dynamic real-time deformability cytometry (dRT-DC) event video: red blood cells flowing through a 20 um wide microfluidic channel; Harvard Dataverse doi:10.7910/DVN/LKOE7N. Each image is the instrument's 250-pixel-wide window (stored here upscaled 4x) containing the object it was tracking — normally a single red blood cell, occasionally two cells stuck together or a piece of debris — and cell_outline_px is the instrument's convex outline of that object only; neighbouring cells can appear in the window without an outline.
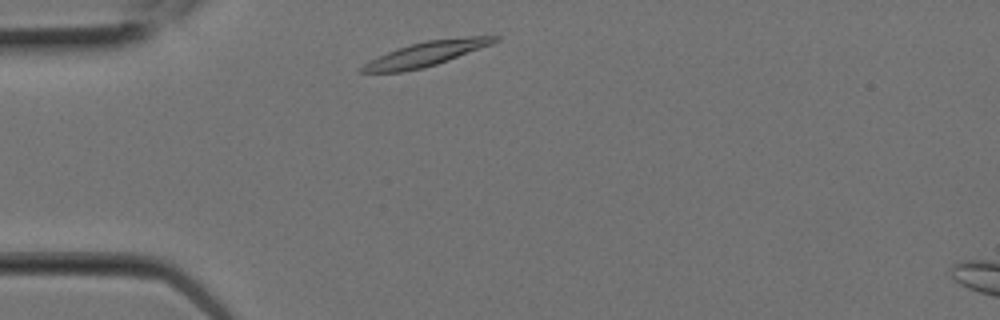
{"species": "Egyptian fruit bat (a non-hibernating species)", "species_latin": "Rousettus aegyptiacus", "temperature_condition": "room temperature", "stored_images_in_passage": 3, "camera_frame_rate_fps": 3000, "um_per_image_px": 0.085, "animal": {"sex": "female"}, "frame": {"image": 1, "passage_image": 1, "time_ms": 0.0, "image_size_px": [1000, 320], "cell_outline_px": [[500, 40], [492, 44], [448, 60], [424, 68], [404, 72], [360, 72], [360, 68], [364, 64], [388, 52], [412, 44], [428, 40], [472, 36], [500, 36]], "centroid_in_image_um": [36.27, 4.58], "position_along_channel_um": 48.7, "area_um2": 18.55}}
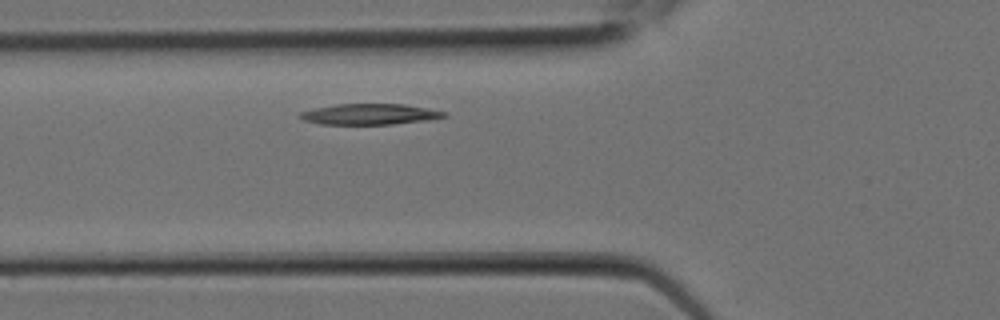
{"frame": {"image": 2, "passage_image": 3, "time_ms": 0.667, "image_size_px": [1000, 320], "cell_outline_px": [[448, 116], [428, 120], [392, 124], [320, 124], [304, 120], [300, 116], [300, 112], [316, 108], [336, 104], [404, 104], [448, 112]], "centroid_in_image_um": [31.47, 9.7], "position_along_channel_um": 94.3, "area_um2": 17.34}}